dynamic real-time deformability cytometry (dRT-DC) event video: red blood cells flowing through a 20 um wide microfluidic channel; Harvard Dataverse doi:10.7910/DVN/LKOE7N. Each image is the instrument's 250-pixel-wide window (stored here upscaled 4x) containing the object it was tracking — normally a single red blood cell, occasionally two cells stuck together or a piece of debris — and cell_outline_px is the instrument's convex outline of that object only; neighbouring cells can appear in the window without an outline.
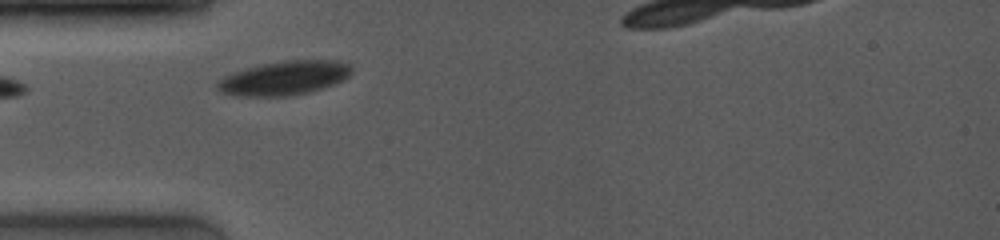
{"species": "common noctule bat (a hibernating species)", "species_latin": "Nyctalus noctula", "temperature_condition": "room temperature", "stored_images_in_passage": 19, "camera_frame_rate_fps": 4000, "um_per_image_px": 0.085, "animal": {"sex": "female", "body_mass_g": 19.0, "forearm_length_mm": 53.3}, "frame": {"image": 1, "passage_image": 1, "time_ms": 0.0, "image_size_px": [1000, 240], "cell_outline_px": [[352, 72], [344, 80], [324, 88], [312, 92], [292, 96], [232, 96], [220, 92], [216, 88], [216, 84], [224, 76], [232, 72], [264, 64], [284, 60], [336, 60], [348, 64], [352, 68]], "centroid_in_image_um": [24.17, 6.65], "position_along_channel_um": 60.8, "area_um2": 26.88}}
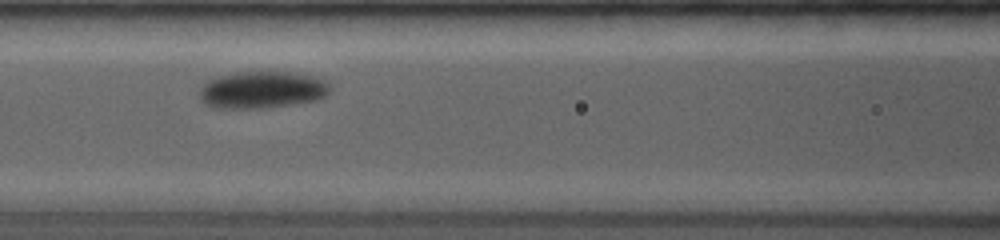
{"frame": {"image": 2, "passage_image": 5, "time_ms": 2.25, "image_size_px": [1000, 240], "cell_outline_px": [[328, 92], [324, 96], [316, 100], [264, 108], [212, 108], [204, 104], [200, 100], [200, 88], [204, 80], [216, 76], [236, 72], [292, 72], [312, 76], [324, 80], [328, 84]], "centroid_in_image_um": [22.17, 7.63], "position_along_channel_um": 144.4, "area_um2": 28.26}}
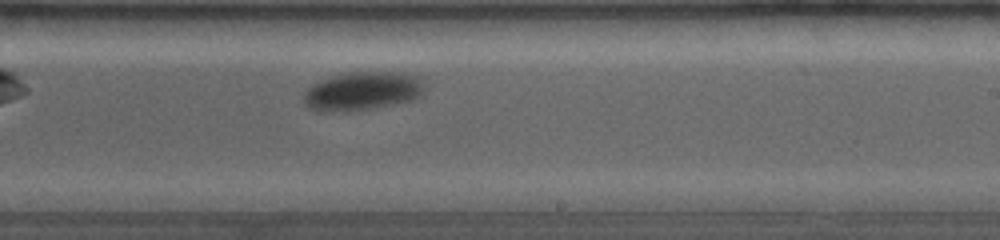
{"frame": {"image": 3, "passage_image": 10, "time_ms": 5.25, "image_size_px": [1000, 240], "cell_outline_px": [[424, 92], [420, 96], [412, 100], [392, 104], [348, 112], [332, 112], [308, 108], [304, 104], [304, 92], [312, 84], [320, 80], [348, 72], [404, 72], [416, 76], [424, 80]], "centroid_in_image_um": [30.82, 7.74], "position_along_channel_um": 258.2, "area_um2": 27.28}}